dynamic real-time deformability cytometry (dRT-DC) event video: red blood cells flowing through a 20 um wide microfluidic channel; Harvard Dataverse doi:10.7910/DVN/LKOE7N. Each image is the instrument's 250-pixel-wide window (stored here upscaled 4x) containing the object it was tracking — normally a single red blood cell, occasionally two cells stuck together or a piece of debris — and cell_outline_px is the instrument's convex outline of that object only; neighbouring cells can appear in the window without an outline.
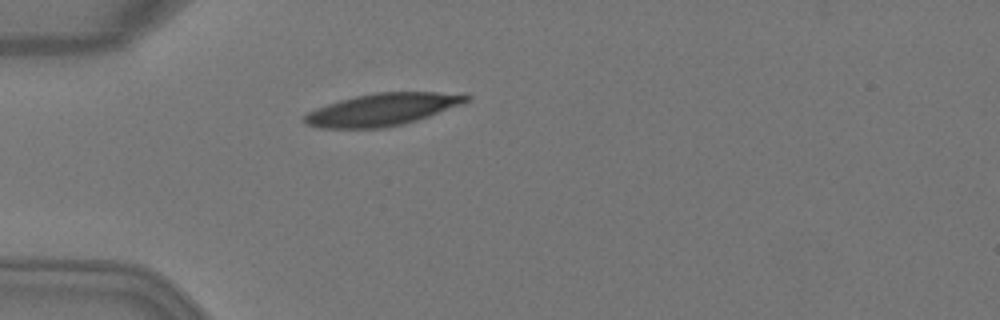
{"species": "Egyptian fruit bat (a non-hibernating species)", "species_latin": "Rousettus aegyptiacus", "temperature_condition": "warm", "stored_images_in_passage": 1, "camera_frame_rate_fps": 3000, "um_per_image_px": 0.085, "animal": {"sex": "female"}, "frame": {"image": 1, "passage_image": 1, "time_ms": 0.0, "image_size_px": [1000, 320], "cell_outline_px": [[472, 96], [468, 100], [460, 104], [428, 116], [404, 124], [384, 128], [320, 128], [308, 124], [304, 120], [304, 116], [308, 112], [316, 108], [340, 100], [356, 96], [376, 92], [436, 92]], "centroid_in_image_um": [32.45, 9.31], "position_along_channel_um": 52.5, "area_um2": 29.88}}